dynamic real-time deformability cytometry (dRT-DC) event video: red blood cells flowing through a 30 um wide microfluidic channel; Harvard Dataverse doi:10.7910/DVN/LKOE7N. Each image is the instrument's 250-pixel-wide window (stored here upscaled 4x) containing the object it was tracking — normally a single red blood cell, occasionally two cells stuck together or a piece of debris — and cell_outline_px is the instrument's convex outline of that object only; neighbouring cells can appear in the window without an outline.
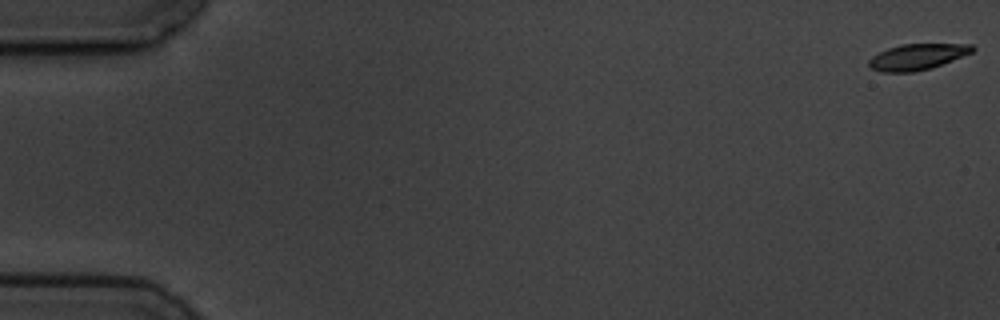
{"species": "common noctule bat (a hibernating species)", "species_latin": "Nyctalus noctula", "temperature_condition": "cold", "stored_images_in_passage": 5, "camera_frame_rate_fps": 3000, "um_per_image_px": 0.085, "animal": {"sex": "male", "body_mass_g": 19.5, "forearm_length_mm": 54.6}, "frame": {"image": 1, "passage_image": 1, "time_ms": 0.0, "image_size_px": [1000, 320], "cell_outline_px": [[976, 48], [972, 52], [932, 68], [916, 72], [880, 72], [868, 68], [868, 60], [872, 56], [888, 48], [900, 44], [972, 44]], "centroid_in_image_um": [77.93, 4.84], "position_along_channel_um": 7.1, "area_um2": 15.78}}
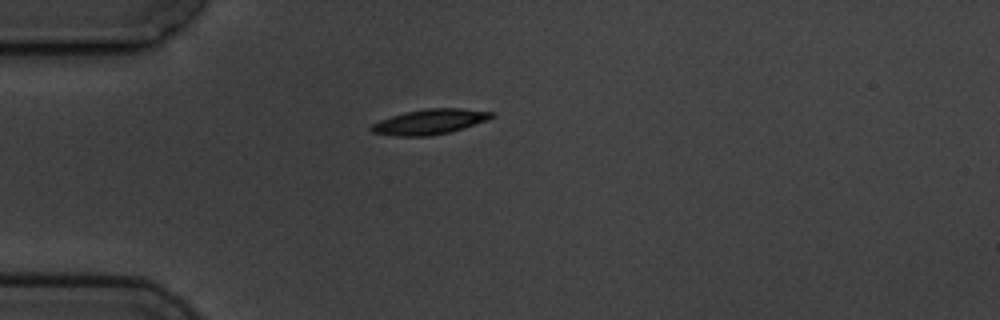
{"frame": {"image": 2, "passage_image": 5, "time_ms": 5.0, "image_size_px": [1000, 320], "cell_outline_px": [[496, 116], [488, 120], [464, 128], [448, 132], [428, 136], [396, 136], [372, 132], [368, 128], [372, 124], [380, 120], [404, 112], [424, 108], [460, 108], [492, 112]], "centroid_in_image_um": [36.53, 10.34], "position_along_channel_um": 48.5, "area_um2": 17.63}}